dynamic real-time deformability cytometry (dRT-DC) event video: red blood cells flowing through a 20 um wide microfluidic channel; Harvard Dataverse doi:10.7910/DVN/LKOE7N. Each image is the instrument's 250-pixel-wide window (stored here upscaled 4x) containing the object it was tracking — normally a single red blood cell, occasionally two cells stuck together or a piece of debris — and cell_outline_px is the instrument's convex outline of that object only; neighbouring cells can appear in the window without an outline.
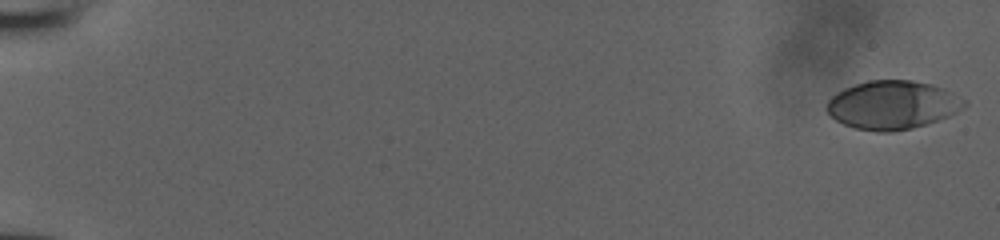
{"species": "human", "species_latin": "Homo sapiens", "temperature_condition": "room temperature", "stored_images_in_passage": 47, "camera_frame_rate_fps": 3000, "um_per_image_px": 0.085, "donor": {"sex": "male"}, "frame": {"image": 1, "passage_image": 1, "time_ms": 0.0, "image_size_px": [1000, 240], "cell_outline_px": [[968, 104], [956, 112], [948, 116], [912, 128], [892, 132], [876, 132], [856, 128], [844, 124], [836, 120], [824, 108], [824, 104], [836, 92], [844, 88], [868, 80], [912, 80], [932, 84], [944, 88], [968, 100]], "centroid_in_image_um": [75.86, 8.91], "position_along_channel_um": 9.1, "area_um2": 39.07}}
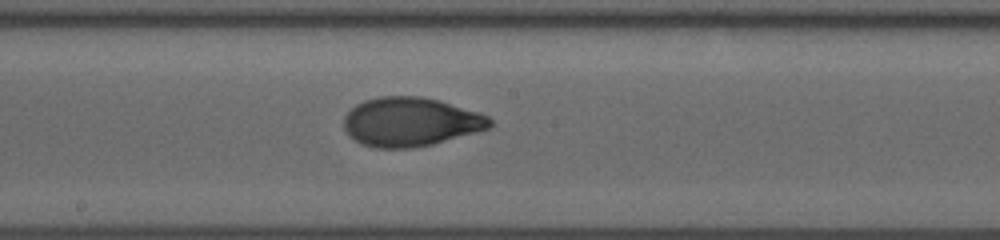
{"frame": {"image": 2, "passage_image": 26, "time_ms": 8.333, "image_size_px": [1000, 240], "cell_outline_px": [[492, 128], [432, 144], [412, 148], [376, 148], [360, 144], [348, 136], [344, 128], [344, 116], [356, 104], [364, 100], [380, 96], [420, 96], [440, 100], [480, 112], [488, 116], [492, 120]], "centroid_in_image_um": [34.9, 10.36], "position_along_channel_um": 213.3, "area_um2": 42.08}}
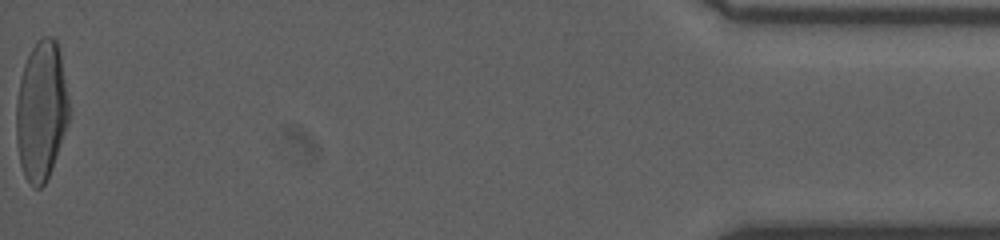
{"frame": {"image": 3, "passage_image": 47, "time_ms": 15.333, "image_size_px": [1000, 240], "cell_outline_px": [[68, 124], [48, 176], [44, 184], [40, 188], [36, 188], [24, 176], [20, 164], [16, 140], [16, 100], [20, 80], [24, 64], [32, 48], [44, 36], [52, 36], [56, 40], [60, 52], [68, 100]], "centroid_in_image_um": [3.49, 9.42], "position_along_channel_um": 431.7, "area_um2": 42.31}}